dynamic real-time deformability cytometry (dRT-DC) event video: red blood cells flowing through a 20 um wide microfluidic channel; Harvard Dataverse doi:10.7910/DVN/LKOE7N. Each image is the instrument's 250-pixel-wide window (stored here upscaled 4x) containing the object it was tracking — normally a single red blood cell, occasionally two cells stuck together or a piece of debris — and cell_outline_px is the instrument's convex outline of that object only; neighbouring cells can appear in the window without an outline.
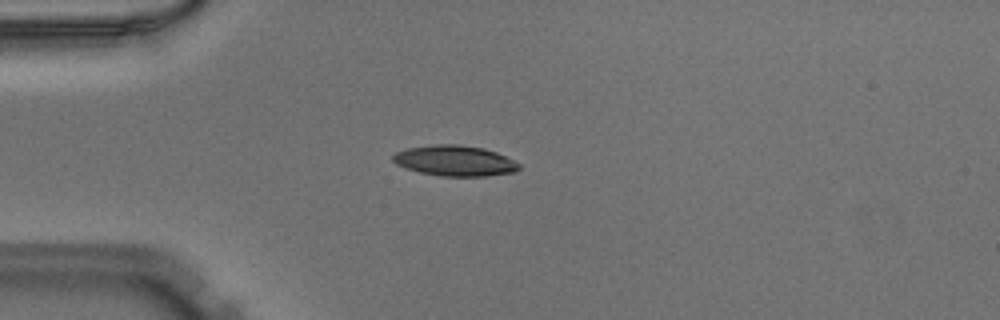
{"species": "Egyptian fruit bat (a non-hibernating species)", "species_latin": "Rousettus aegyptiacus", "temperature_condition": "warm", "stored_images_in_passage": 5, "camera_frame_rate_fps": 3000, "um_per_image_px": 0.085, "animal": {"sex": "male"}, "frame": {"image": 1, "passage_image": 1, "time_ms": 0.0, "image_size_px": [1000, 320], "cell_outline_px": [[520, 168], [512, 172], [484, 176], [440, 176], [420, 172], [404, 168], [396, 164], [392, 160], [392, 156], [396, 152], [408, 148], [436, 144], [456, 144], [484, 148], [496, 152], [520, 164]], "centroid_in_image_um": [38.62, 13.66], "position_along_channel_um": 46.4, "area_um2": 22.31}}